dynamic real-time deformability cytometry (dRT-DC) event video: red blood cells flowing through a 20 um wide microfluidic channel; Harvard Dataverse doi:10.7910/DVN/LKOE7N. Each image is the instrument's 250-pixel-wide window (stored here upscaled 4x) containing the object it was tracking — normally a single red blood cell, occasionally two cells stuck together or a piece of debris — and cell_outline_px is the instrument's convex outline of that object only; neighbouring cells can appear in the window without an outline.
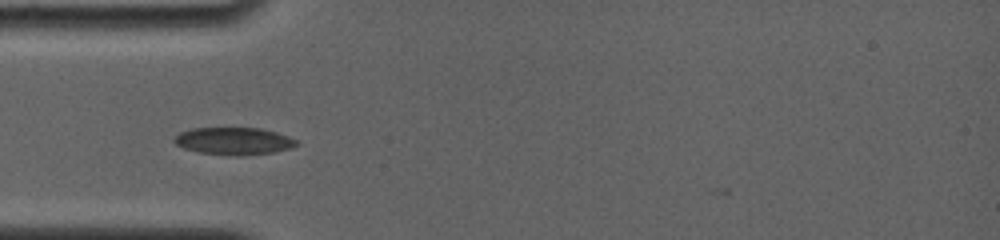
{"species": "common noctule bat (a hibernating species)", "species_latin": "Nyctalus noctula", "temperature_condition": "room temperature", "stored_images_in_passage": 24, "camera_frame_rate_fps": 4000, "um_per_image_px": 0.085, "animal": {"sex": "female", "body_mass_g": 19.0, "forearm_length_mm": 56.7}, "frame": {"image": 1, "passage_image": 3, "time_ms": 0.75, "image_size_px": [1000, 240], "cell_outline_px": [[300, 144], [288, 148], [272, 152], [240, 156], [200, 152], [184, 148], [176, 144], [172, 140], [180, 132], [192, 128], [260, 128], [276, 132], [288, 136], [296, 140]], "centroid_in_image_um": [19.86, 11.98], "position_along_channel_um": 65.1, "area_um2": 19.25}}
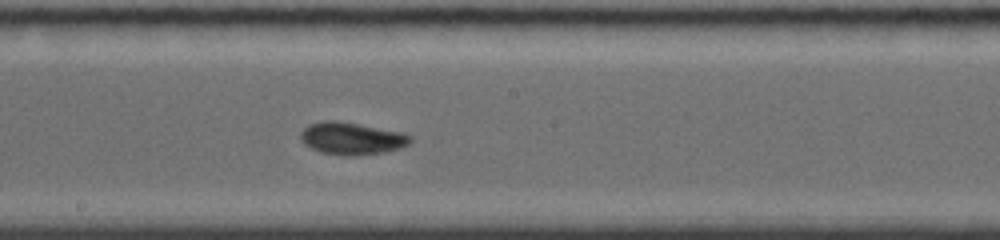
{"frame": {"image": 2, "passage_image": 11, "time_ms": 4.75, "image_size_px": [1000, 240], "cell_outline_px": [[412, 140], [408, 144], [400, 148], [384, 152], [356, 156], [348, 156], [320, 152], [304, 144], [300, 136], [300, 132], [304, 128], [312, 124], [332, 120], [356, 124], [400, 132], [412, 136]], "centroid_in_image_um": [29.9, 11.79], "position_along_channel_um": 218.3, "area_um2": 20.23}}
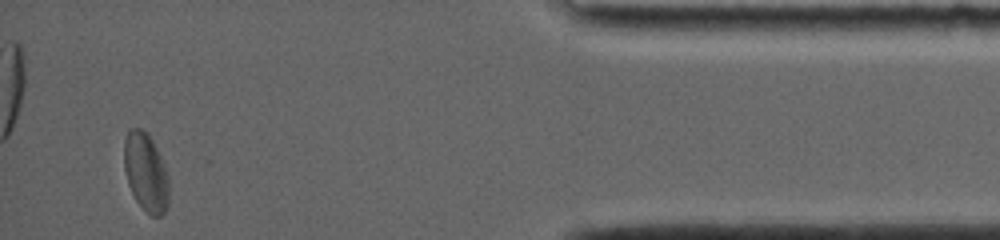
{"frame": {"image": 3, "passage_image": 24, "time_ms": 11.25, "image_size_px": [1000, 240], "cell_outline_px": [[168, 204], [164, 212], [160, 216], [152, 216], [136, 200], [128, 184], [124, 168], [124, 140], [128, 128], [140, 128], [148, 132], [164, 164], [168, 176]], "centroid_in_image_um": [12.38, 14.6], "position_along_channel_um": 422.8, "area_um2": 20.4}, "authors_computed_cell_mechanics": {"area_um2": 19.8543, "velocity_mm_per_s": 3.8294, "shape_relaxation_time_tau1_ms": 6.7538, "shape_relaxation_time_tau2_ms": 2.0215, "deformation_change_tau1": 0.1302, "deformation_change_tau2": 0.0471}}